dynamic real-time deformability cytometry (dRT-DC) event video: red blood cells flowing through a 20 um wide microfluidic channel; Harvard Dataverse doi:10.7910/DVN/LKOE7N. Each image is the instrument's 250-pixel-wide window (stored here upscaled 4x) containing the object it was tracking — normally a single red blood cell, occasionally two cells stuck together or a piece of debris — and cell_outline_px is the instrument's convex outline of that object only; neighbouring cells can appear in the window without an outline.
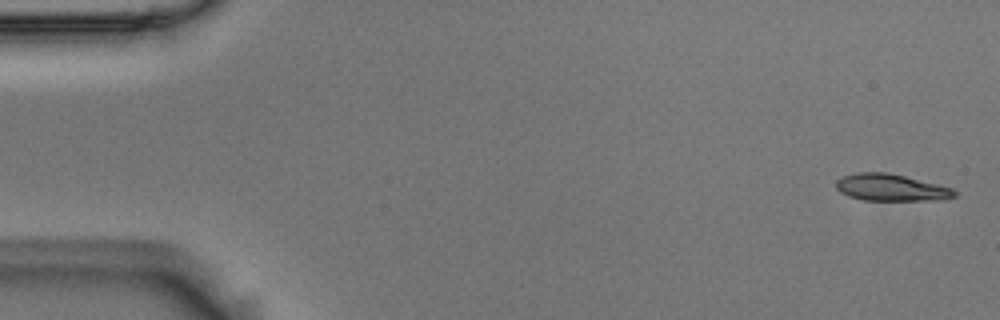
{"species": "Egyptian fruit bat (a non-hibernating species)", "species_latin": "Rousettus aegyptiacus", "temperature_condition": "room temperature", "stored_images_in_passage": 6, "camera_frame_rate_fps": 3000, "um_per_image_px": 0.085, "animal": {"sex": "male"}, "frame": {"image": 1, "passage_image": 1, "time_ms": 0.0, "image_size_px": [1000, 320], "cell_outline_px": [[956, 196], [944, 200], [864, 200], [848, 196], [840, 192], [836, 188], [836, 180], [844, 176], [856, 172], [888, 172], [952, 188], [956, 192]], "centroid_in_image_um": [75.72, 15.94], "position_along_channel_um": 9.3, "area_um2": 18.5}}
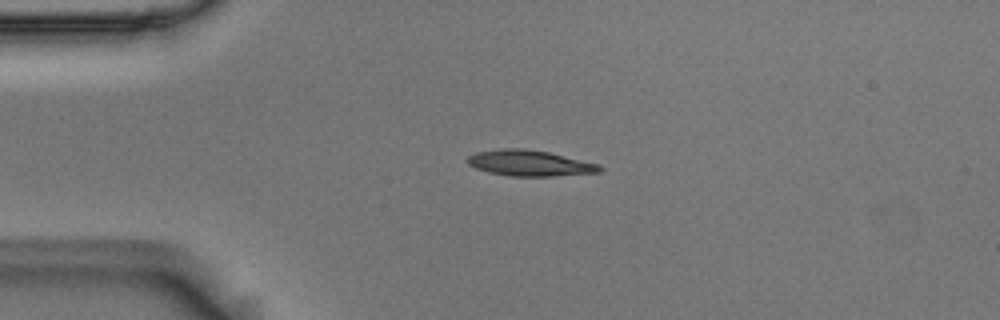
{"frame": {"image": 2, "passage_image": 4, "time_ms": 1.0, "image_size_px": [1000, 320], "cell_outline_px": [[604, 168], [600, 172], [552, 176], [508, 176], [488, 172], [476, 168], [468, 164], [468, 156], [476, 152], [504, 148], [520, 148], [548, 152], [600, 164]], "centroid_in_image_um": [45.04, 13.87], "position_along_channel_um": 40.0, "area_um2": 19.83}}
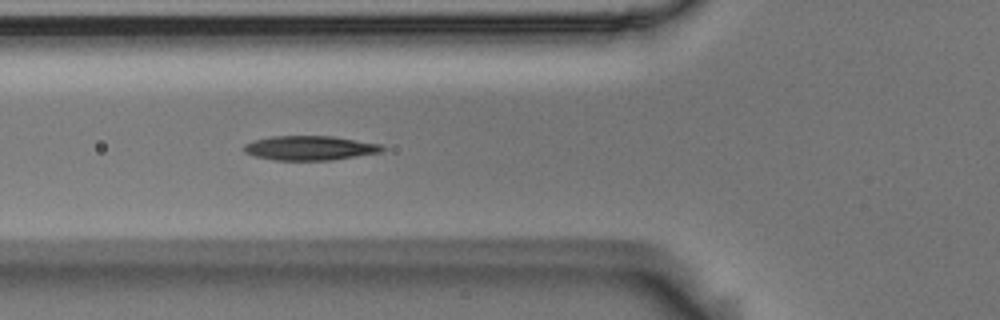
{"frame": {"image": 3, "passage_image": 6, "time_ms": 1.667, "image_size_px": [1000, 320], "cell_outline_px": [[384, 148], [380, 152], [332, 160], [276, 160], [252, 156], [244, 152], [244, 144], [252, 140], [272, 136], [332, 136], [380, 144]], "centroid_in_image_um": [26.27, 12.58], "position_along_channel_um": 99.5, "area_um2": 19.59}}